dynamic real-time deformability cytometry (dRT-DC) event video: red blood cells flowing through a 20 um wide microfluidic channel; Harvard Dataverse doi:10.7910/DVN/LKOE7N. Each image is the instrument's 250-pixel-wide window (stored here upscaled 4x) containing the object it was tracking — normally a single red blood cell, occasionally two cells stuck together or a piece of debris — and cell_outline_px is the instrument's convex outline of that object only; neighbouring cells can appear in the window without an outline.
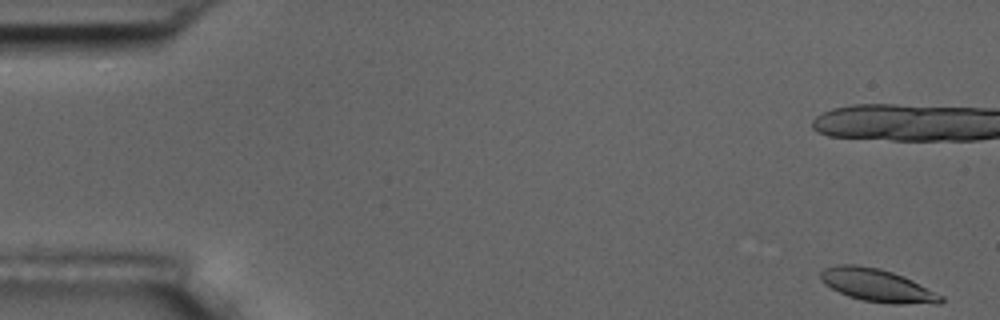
{"species": "common noctule bat (a hibernating species)", "species_latin": "Nyctalus noctula", "temperature_condition": "room temperature", "stored_images_in_passage": 7, "camera_frame_rate_fps": 3000, "um_per_image_px": 0.085, "animal": {"sex": "male", "body_mass_g": 17.5, "forearm_length_mm": 52.3}, "frame": {"image": 1, "passage_image": 1, "time_ms": 0.0, "image_size_px": [1000, 320], "cell_outline_px": [[944, 300], [940, 304], [892, 304], [864, 300], [848, 296], [824, 284], [820, 280], [820, 272], [824, 268], [836, 264], [856, 264], [880, 268], [904, 276], [944, 296]], "centroid_in_image_um": [74.58, 24.25], "position_along_channel_um": 10.4, "area_um2": 23.18}}